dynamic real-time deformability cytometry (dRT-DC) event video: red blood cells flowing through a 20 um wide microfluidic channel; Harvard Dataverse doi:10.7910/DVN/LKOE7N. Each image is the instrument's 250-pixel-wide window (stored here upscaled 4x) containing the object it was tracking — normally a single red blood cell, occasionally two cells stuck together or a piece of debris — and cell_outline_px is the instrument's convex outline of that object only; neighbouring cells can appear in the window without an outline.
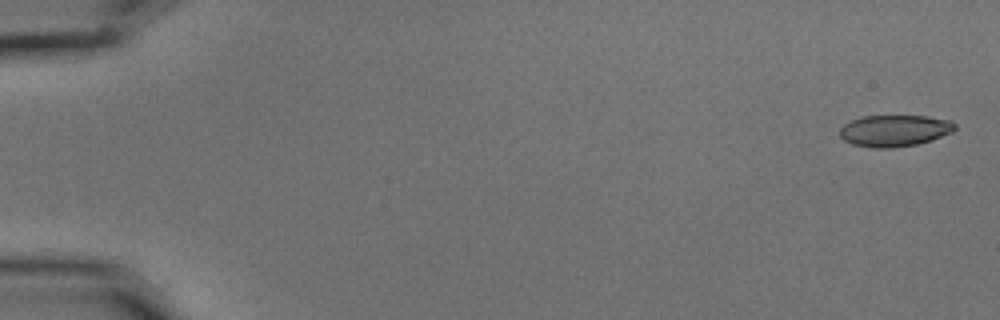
{"species": "common noctule bat (a hibernating species)", "species_latin": "Nyctalus noctula", "temperature_condition": "cold", "stored_images_in_passage": 6, "segment_of_instrument_passage": [1, 2], "camera_frame_rate_fps": 3000, "um_per_image_px": 0.085, "animal": {"sex": "male", "body_mass_g": 15.6}, "frame": {"image": 1, "passage_image": 1, "time_ms": 0.0, "image_size_px": [1000, 320], "cell_outline_px": [[956, 128], [952, 132], [932, 140], [916, 144], [888, 148], [872, 148], [852, 144], [844, 140], [840, 136], [840, 128], [844, 124], [852, 120], [864, 116], [928, 116], [948, 120], [956, 124]], "centroid_in_image_um": [76.03, 11.11], "position_along_channel_um": 9.0, "area_um2": 21.1}}
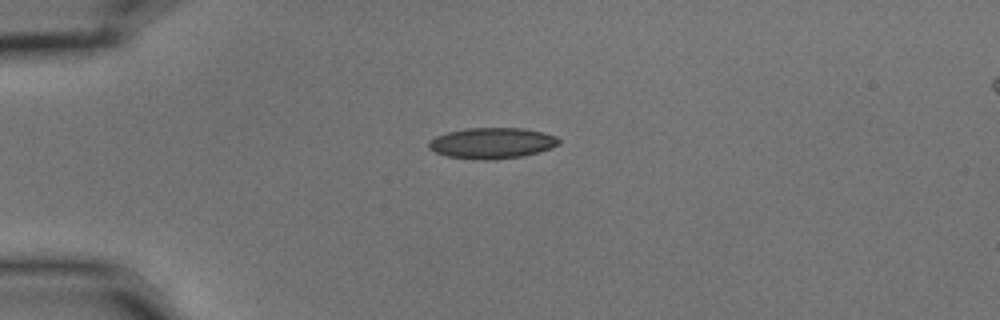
{"frame": {"image": 2, "passage_image": 4, "time_ms": 1.0, "image_size_px": [1000, 320], "cell_outline_px": [[560, 144], [552, 148], [524, 156], [488, 160], [484, 160], [448, 156], [436, 152], [428, 148], [428, 140], [436, 136], [448, 132], [464, 128], [524, 128], [544, 132], [556, 136], [560, 140]], "centroid_in_image_um": [41.84, 12.15], "position_along_channel_um": 43.2, "area_um2": 23.52}}